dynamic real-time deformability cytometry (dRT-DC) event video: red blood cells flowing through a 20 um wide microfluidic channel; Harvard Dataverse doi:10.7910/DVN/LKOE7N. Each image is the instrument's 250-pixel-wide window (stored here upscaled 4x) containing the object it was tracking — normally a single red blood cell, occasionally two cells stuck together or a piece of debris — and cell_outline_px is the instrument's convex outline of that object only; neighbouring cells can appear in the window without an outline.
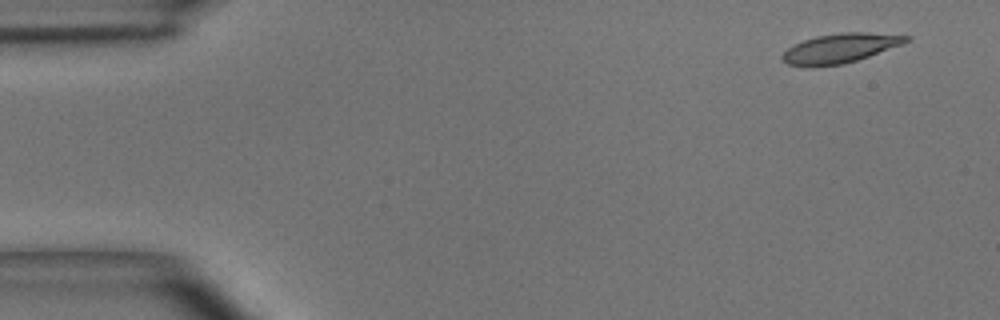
{"species": "common noctule bat (a hibernating species)", "species_latin": "Nyctalus noctula", "temperature_condition": "room temperature", "stored_images_in_passage": 3, "camera_frame_rate_fps": 3000, "um_per_image_px": 0.085, "animal": {"sex": "male", "body_mass_g": 15.6}, "frame": {"image": 1, "passage_image": 1, "time_ms": 0.0, "image_size_px": [1000, 320], "cell_outline_px": [[912, 36], [908, 40], [900, 44], [868, 56], [844, 64], [812, 68], [788, 64], [780, 60], [780, 56], [792, 44], [816, 36], [840, 32], [868, 32]], "centroid_in_image_um": [71.31, 4.11], "position_along_channel_um": 13.7, "area_um2": 21.33}}
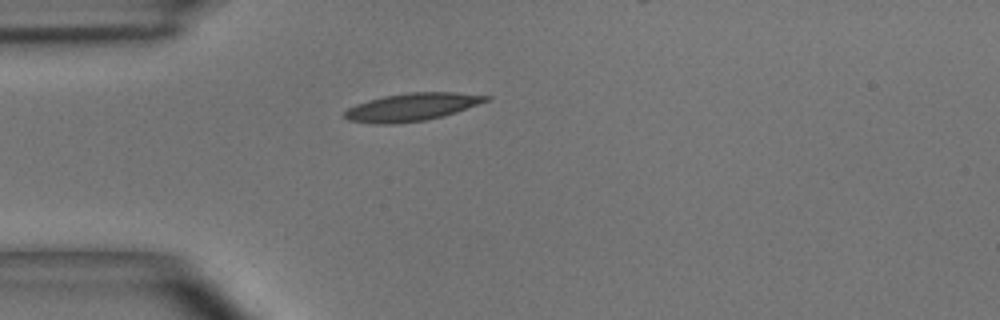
{"frame": {"image": 2, "passage_image": 3, "time_ms": 0.667, "image_size_px": [1000, 320], "cell_outline_px": [[492, 96], [488, 100], [456, 112], [444, 116], [424, 120], [392, 124], [376, 124], [348, 120], [344, 116], [344, 112], [348, 108], [356, 104], [368, 100], [384, 96], [408, 92], [456, 92]], "centroid_in_image_um": [34.99, 9.09], "position_along_channel_um": 50.0, "area_um2": 22.77}}